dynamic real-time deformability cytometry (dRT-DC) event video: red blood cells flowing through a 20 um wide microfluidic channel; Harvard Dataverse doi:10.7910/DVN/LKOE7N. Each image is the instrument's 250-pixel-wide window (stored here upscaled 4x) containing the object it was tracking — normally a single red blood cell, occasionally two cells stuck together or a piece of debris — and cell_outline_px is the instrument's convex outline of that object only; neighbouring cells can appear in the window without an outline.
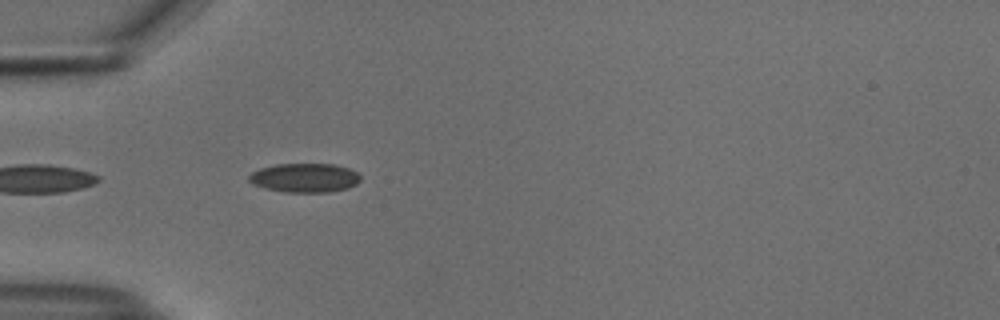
{"species": "common noctule bat (a hibernating species)", "species_latin": "Nyctalus noctula", "temperature_condition": "cold", "stored_images_in_passage": 21, "camera_frame_rate_fps": 3000, "um_per_image_px": 0.085, "animal": {"sex": "male", "body_mass_g": 18.8}, "frame": {"image": 1, "passage_image": 4, "time_ms": 1.0, "image_size_px": [1000, 320], "cell_outline_px": [[360, 180], [356, 184], [348, 188], [328, 192], [284, 192], [264, 188], [252, 184], [248, 180], [248, 176], [252, 172], [260, 168], [276, 164], [332, 164], [348, 168], [356, 172], [360, 176]], "centroid_in_image_um": [25.87, 15.11], "position_along_channel_um": 59.1, "area_um2": 18.9}}
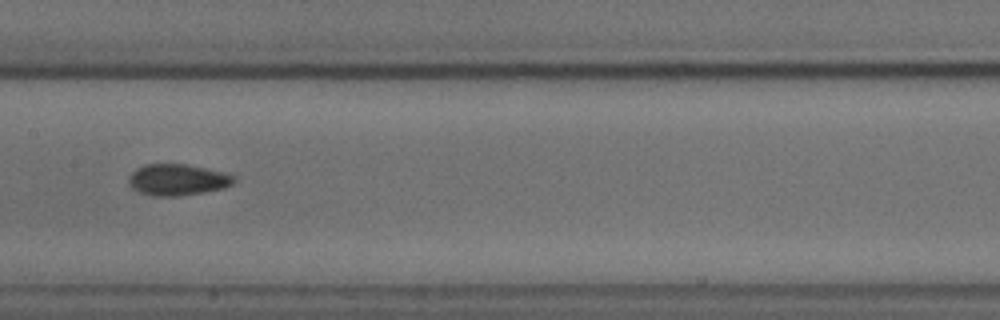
{"frame": {"image": 2, "passage_image": 15, "time_ms": 4.667, "image_size_px": [1000, 320], "cell_outline_px": [[236, 180], [232, 184], [224, 188], [204, 192], [176, 196], [152, 196], [140, 192], [132, 188], [128, 184], [128, 176], [136, 168], [144, 164], [188, 164], [224, 172], [236, 176]], "centroid_in_image_um": [15.08, 15.27], "position_along_channel_um": 192.3, "area_um2": 19.42}}
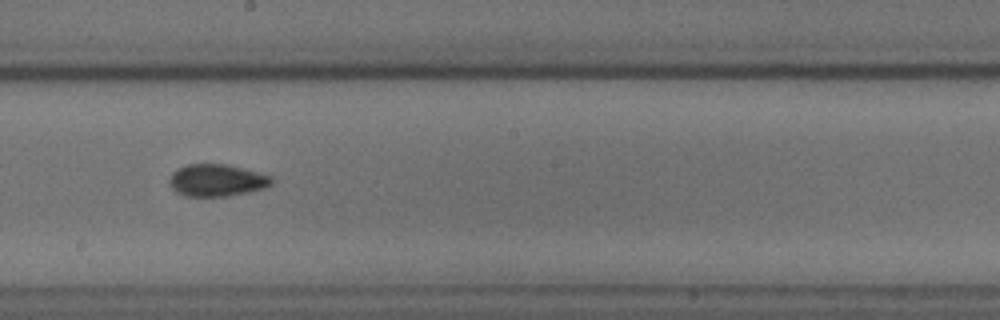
{"frame": {"image": 3, "passage_image": 18, "time_ms": 5.667, "image_size_px": [1000, 320], "cell_outline_px": [[272, 184], [264, 188], [248, 192], [228, 196], [184, 196], [176, 192], [168, 184], [168, 180], [172, 172], [176, 168], [188, 164], [228, 164], [260, 172], [272, 176]], "centroid_in_image_um": [18.41, 15.31], "position_along_channel_um": 229.8, "area_um2": 19.42}}